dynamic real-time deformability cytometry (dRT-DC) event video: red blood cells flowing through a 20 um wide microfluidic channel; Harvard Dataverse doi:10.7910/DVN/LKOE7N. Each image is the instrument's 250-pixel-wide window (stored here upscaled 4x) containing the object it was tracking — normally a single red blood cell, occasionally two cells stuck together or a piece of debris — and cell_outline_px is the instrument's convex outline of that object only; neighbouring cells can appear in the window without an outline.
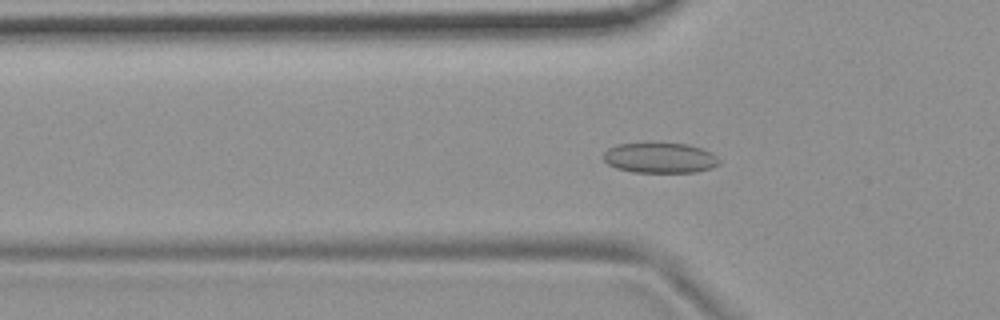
{"species": "common noctule bat (a hibernating species)", "species_latin": "Nyctalus noctula", "temperature_condition": "room temperature", "stored_images_in_passage": 41, "camera_frame_rate_fps": 3000, "um_per_image_px": 0.085, "animal": {"sex": "female", "body_mass_g": 19.9}, "frame": {"image": 1, "passage_image": 4, "time_ms": 1.0, "image_size_px": [1000, 320], "cell_outline_px": [[720, 164], [712, 168], [696, 172], [632, 172], [616, 168], [608, 164], [604, 160], [604, 152], [608, 148], [616, 144], [652, 140], [688, 144], [712, 152], [720, 160]], "centroid_in_image_um": [56.08, 13.37], "position_along_channel_um": 69.7, "area_um2": 21.39}}
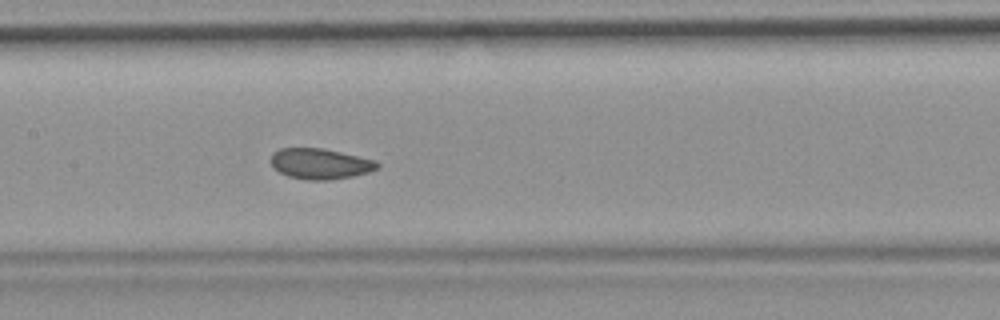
{"frame": {"image": 2, "passage_image": 13, "time_ms": 4.0, "image_size_px": [1000, 320], "cell_outline_px": [[380, 168], [368, 172], [352, 176], [328, 180], [308, 180], [288, 176], [272, 168], [272, 152], [280, 148], [324, 148], [376, 160], [380, 164]], "centroid_in_image_um": [27.23, 13.91], "position_along_channel_um": 180.2, "area_um2": 19.07}}
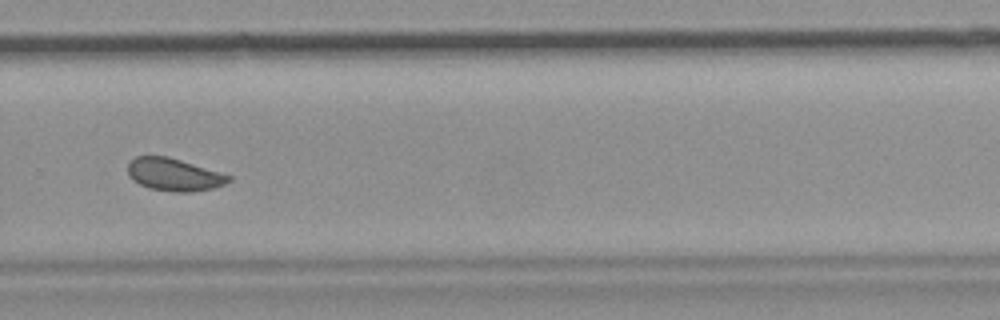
{"frame": {"image": 3, "passage_image": 24, "time_ms": 7.667, "image_size_px": [1000, 320], "cell_outline_px": [[232, 180], [224, 184], [212, 188], [192, 192], [176, 192], [148, 188], [132, 180], [128, 176], [128, 164], [136, 156], [168, 156], [220, 172], [232, 176]], "centroid_in_image_um": [14.78, 14.84], "position_along_channel_um": 315.0, "area_um2": 19.13}, "authors_computed_cell_mechanics": {"area_um2": 19.363, "velocity_mm_per_s": 3.685, "shape_relaxation_time_tau1_ms": 8.947, "shape_relaxation_time_tau2_ms": 1.3216, "deformation_change_tau1": 0.095, "deformation_change_tau2": 0.045}}